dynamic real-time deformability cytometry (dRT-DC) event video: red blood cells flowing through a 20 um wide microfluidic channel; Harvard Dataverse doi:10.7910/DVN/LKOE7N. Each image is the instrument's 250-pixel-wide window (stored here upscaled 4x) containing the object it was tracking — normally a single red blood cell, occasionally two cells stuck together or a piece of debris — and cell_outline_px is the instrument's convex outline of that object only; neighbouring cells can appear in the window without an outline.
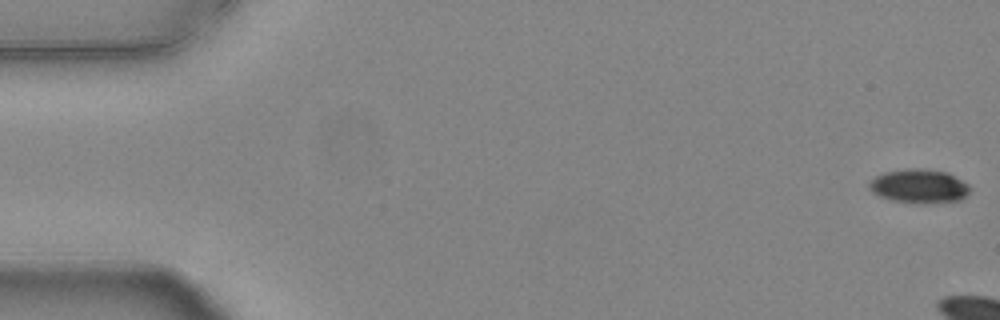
{"species": "common noctule bat (a hibernating species)", "species_latin": "Nyctalus noctula", "temperature_condition": "warm", "stored_images_in_passage": 8, "camera_frame_rate_fps": 3000, "um_per_image_px": 0.085, "animal": {"sex": "female", "body_mass_g": 24.6, "forearm_length_mm": 56.2}, "frame": {"image": 1, "passage_image": 1, "time_ms": 0.0, "image_size_px": [1000, 320], "cell_outline_px": [[968, 192], [960, 200], [892, 200], [880, 196], [872, 192], [868, 188], [868, 184], [876, 176], [884, 172], [908, 168], [924, 168], [948, 172], [968, 184]], "centroid_in_image_um": [78.07, 15.74], "position_along_channel_um": 6.9, "area_um2": 18.9}}